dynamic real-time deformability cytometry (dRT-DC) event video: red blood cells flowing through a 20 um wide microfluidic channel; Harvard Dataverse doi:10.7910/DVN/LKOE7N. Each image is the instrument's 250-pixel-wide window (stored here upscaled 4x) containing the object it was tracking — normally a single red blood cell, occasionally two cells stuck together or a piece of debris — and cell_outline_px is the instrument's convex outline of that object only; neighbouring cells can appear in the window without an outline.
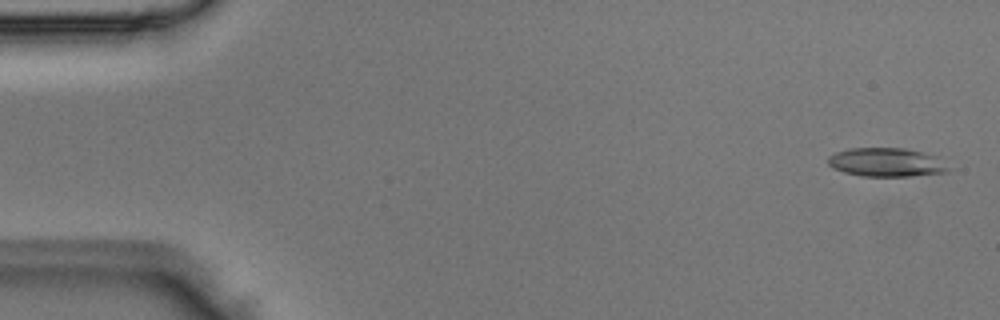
{"species": "Egyptian fruit bat (a non-hibernating species)", "species_latin": "Rousettus aegyptiacus", "temperature_condition": "room temperature", "stored_images_in_passage": 51, "camera_frame_rate_fps": 3000, "um_per_image_px": 0.085, "animal": {"sex": "male"}, "frame": {"image": 1, "passage_image": 2, "time_ms": 0.333, "image_size_px": [1000, 320], "cell_outline_px": [[952, 168], [948, 172], [908, 176], [860, 176], [844, 172], [832, 168], [828, 164], [828, 156], [836, 152], [848, 148], [904, 148], [936, 156]], "centroid_in_image_um": [75.33, 13.8], "position_along_channel_um": 9.7, "area_um2": 20.23}}
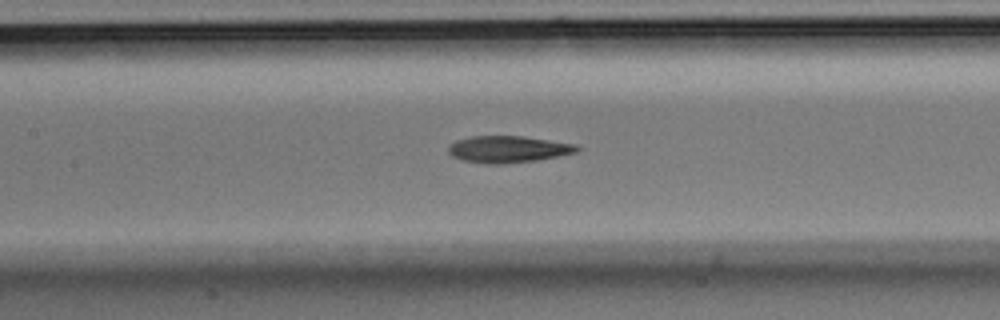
{"frame": {"image": 2, "passage_image": 23, "time_ms": 7.333, "image_size_px": [1000, 320], "cell_outline_px": [[580, 148], [576, 152], [536, 160], [500, 164], [488, 164], [460, 160], [452, 156], [448, 152], [448, 144], [456, 140], [472, 136], [524, 136], [576, 144]], "centroid_in_image_um": [43.14, 12.68], "position_along_channel_um": 164.3, "area_um2": 20.06}}
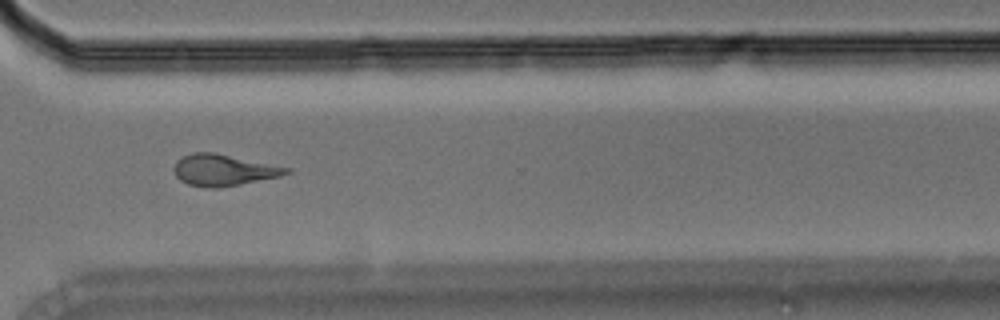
{"frame": {"image": 3, "passage_image": 37, "time_ms": 12.0, "image_size_px": [1000, 320], "cell_outline_px": [[292, 172], [280, 176], [240, 184], [216, 188], [212, 188], [188, 184], [180, 180], [176, 176], [172, 168], [176, 160], [192, 152], [212, 152], [292, 168]], "centroid_in_image_um": [18.98, 14.45], "position_along_channel_um": 351.6, "area_um2": 20.46}}